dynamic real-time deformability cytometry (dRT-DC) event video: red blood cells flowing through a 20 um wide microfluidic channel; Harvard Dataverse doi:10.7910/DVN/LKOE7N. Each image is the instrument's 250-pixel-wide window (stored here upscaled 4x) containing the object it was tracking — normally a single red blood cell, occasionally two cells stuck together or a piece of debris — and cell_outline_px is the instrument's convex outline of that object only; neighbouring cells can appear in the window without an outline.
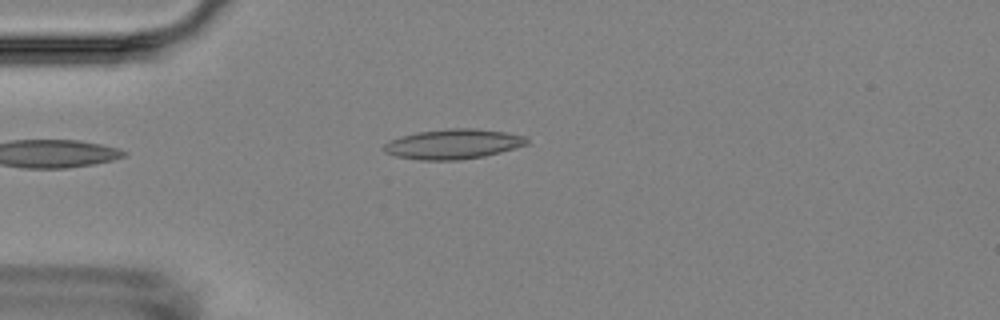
{"species": "Egyptian fruit bat (a non-hibernating species)", "species_latin": "Rousettus aegyptiacus", "temperature_condition": "room temperature", "stored_images_in_passage": 4, "camera_frame_rate_fps": 3000, "um_per_image_px": 0.085, "animal": {"sex": "female"}, "frame": {"image": 1, "passage_image": 1, "time_ms": 0.0, "image_size_px": [1000, 320], "cell_outline_px": [[528, 144], [500, 152], [484, 156], [460, 160], [420, 160], [396, 156], [384, 152], [384, 144], [400, 136], [416, 132], [448, 128], [472, 128], [508, 132], [528, 136]], "centroid_in_image_um": [38.55, 12.24], "position_along_channel_um": 46.5, "area_um2": 25.03}}